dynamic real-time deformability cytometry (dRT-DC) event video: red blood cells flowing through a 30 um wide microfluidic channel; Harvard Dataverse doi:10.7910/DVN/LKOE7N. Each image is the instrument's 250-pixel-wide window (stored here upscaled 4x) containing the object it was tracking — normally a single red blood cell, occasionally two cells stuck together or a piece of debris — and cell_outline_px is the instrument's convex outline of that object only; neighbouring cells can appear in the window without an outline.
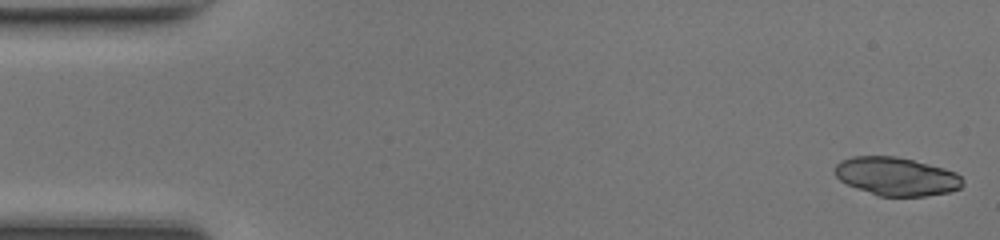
{"species": "common noctule bat (a hibernating species)", "species_latin": "Nyctalus noctula", "temperature_condition": "room temperature", "stored_images_in_passage": 47, "camera_frame_rate_fps": 3000, "um_per_image_px": 0.085, "animal": {"sex": "female", "body_mass_g": 17.0, "forearm_length_mm": 48.0}, "frame": {"image": 1, "passage_image": 1, "time_ms": 0.0, "image_size_px": [1000, 240], "cell_outline_px": [[964, 184], [960, 188], [948, 192], [924, 196], [880, 196], [856, 188], [840, 180], [836, 176], [836, 164], [840, 160], [852, 156], [896, 156], [944, 168], [956, 172], [964, 180]], "centroid_in_image_um": [76.21, 14.99], "position_along_channel_um": 8.8, "area_um2": 28.44}}
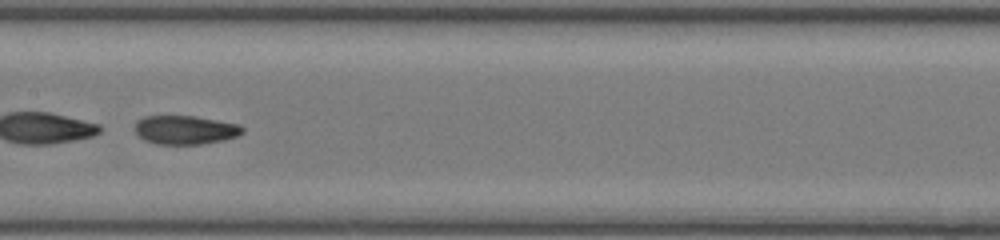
{"frame": {"image": 2, "passage_image": 24, "time_ms": 7.667, "image_size_px": [1000, 240], "cell_outline_px": [[244, 132], [236, 136], [224, 140], [200, 144], [156, 144], [144, 140], [132, 128], [136, 120], [144, 116], [196, 116], [240, 124], [244, 128]], "centroid_in_image_um": [15.72, 11.03], "position_along_channel_um": 191.7, "area_um2": 18.26}}
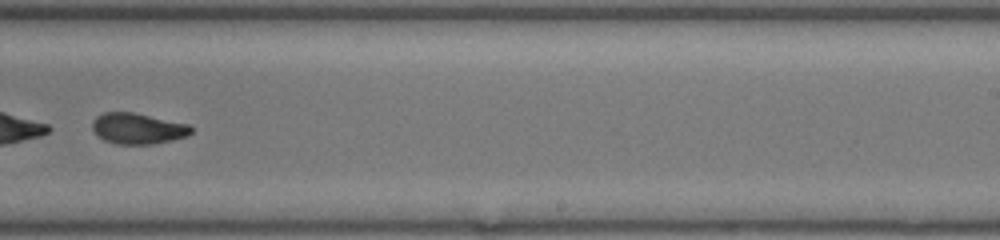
{"frame": {"image": 3, "passage_image": 30, "time_ms": 9.667, "image_size_px": [1000, 240], "cell_outline_px": [[192, 132], [188, 136], [172, 140], [152, 144], [116, 144], [104, 140], [96, 136], [92, 128], [92, 120], [96, 116], [104, 112], [132, 112], [188, 124], [192, 128]], "centroid_in_image_um": [11.68, 10.93], "position_along_channel_um": 277.3, "area_um2": 17.86}, "authors_computed_cell_mechanics": {"area_um2": 29.3046, "velocity_mm_per_s": 4.2977, "shape_relaxation_time_tau1_ms": 0.9791, "shape_relaxation_time_tau2_ms": 1.6771, "deformation_change_tau1": 0.2938, "deformation_change_tau2": 0.0717}}